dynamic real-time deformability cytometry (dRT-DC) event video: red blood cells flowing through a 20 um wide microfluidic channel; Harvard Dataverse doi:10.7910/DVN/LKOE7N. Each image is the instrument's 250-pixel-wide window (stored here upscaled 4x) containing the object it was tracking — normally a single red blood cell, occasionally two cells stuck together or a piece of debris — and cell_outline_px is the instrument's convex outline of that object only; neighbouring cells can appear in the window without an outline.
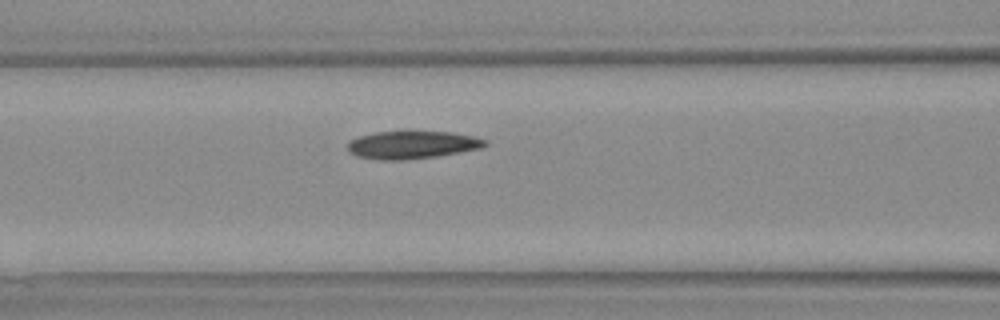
{"species": "Egyptian fruit bat (a non-hibernating species)", "species_latin": "Rousettus aegyptiacus", "temperature_condition": "warm", "stored_images_in_passage": 24, "camera_frame_rate_fps": 3000, "um_per_image_px": 0.085, "animal": {"sex": "female"}, "frame": {"image": 1, "passage_image": 4, "time_ms": 1.0, "image_size_px": [1000, 320], "cell_outline_px": [[488, 144], [480, 148], [460, 152], [436, 156], [404, 160], [380, 160], [356, 156], [348, 148], [348, 140], [360, 136], [376, 132], [404, 128], [408, 128], [452, 132], [472, 136], [488, 140]], "centroid_in_image_um": [35.03, 12.25], "position_along_channel_um": 131.6, "area_um2": 23.18}}